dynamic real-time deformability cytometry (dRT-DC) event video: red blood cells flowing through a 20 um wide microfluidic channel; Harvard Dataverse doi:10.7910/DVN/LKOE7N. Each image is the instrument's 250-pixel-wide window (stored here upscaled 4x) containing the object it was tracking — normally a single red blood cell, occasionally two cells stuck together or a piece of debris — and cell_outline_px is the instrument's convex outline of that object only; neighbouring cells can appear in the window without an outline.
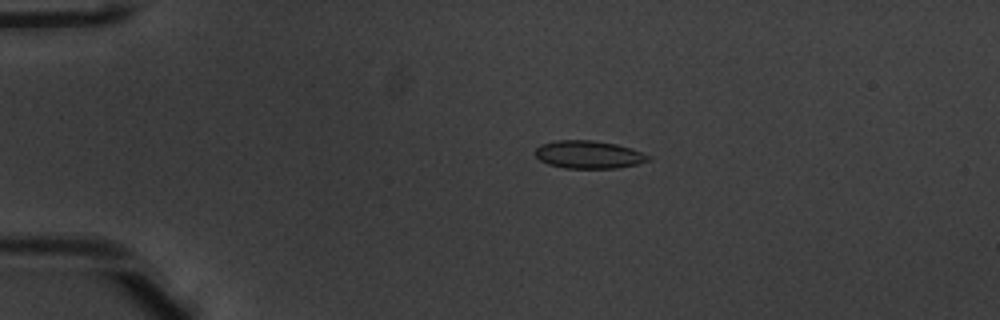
{"species": "common noctule bat (a hibernating species)", "species_latin": "Nyctalus noctula", "temperature_condition": "warm", "stored_images_in_passage": 52, "camera_frame_rate_fps": 3000, "um_per_image_px": 0.085, "animal": {"sex": "male", "body_mass_g": 20.1, "forearm_length_mm": 53.5}, "frame": {"image": 1, "passage_image": 11, "time_ms": 3.333, "image_size_px": [1000, 320], "cell_outline_px": [[652, 160], [636, 164], [616, 168], [564, 168], [548, 164], [540, 160], [536, 156], [536, 148], [540, 144], [556, 140], [596, 140], [616, 144], [632, 148], [652, 156]], "centroid_in_image_um": [50.07, 13.13], "position_along_channel_um": 34.9, "area_um2": 18.5}}
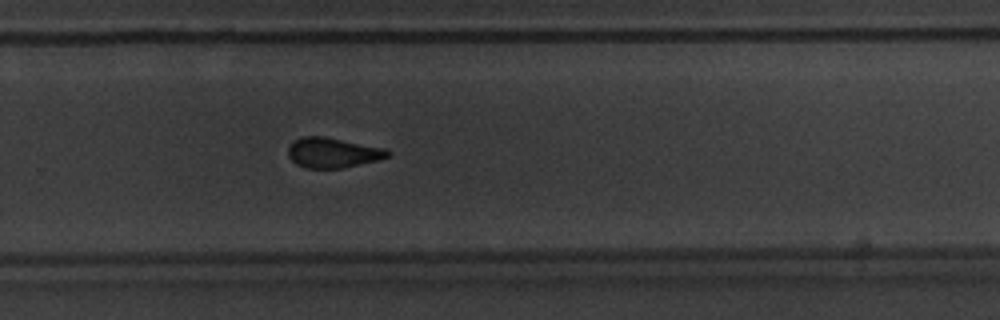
{"frame": {"image": 2, "passage_image": 35, "time_ms": 11.333, "image_size_px": [1000, 320], "cell_outline_px": [[392, 152], [388, 156], [376, 160], [340, 168], [304, 168], [296, 164], [288, 156], [288, 148], [296, 140], [304, 136], [324, 136], [388, 148]], "centroid_in_image_um": [28.31, 12.97], "position_along_channel_um": 301.5, "area_um2": 17.4}}
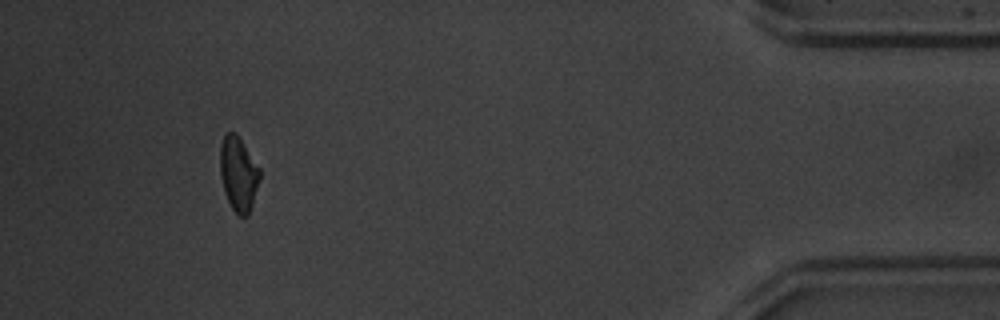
{"frame": {"image": 3, "passage_image": 48, "time_ms": 15.667, "image_size_px": [1000, 320], "cell_outline_px": [[260, 176], [252, 204], [248, 216], [240, 216], [232, 208], [224, 192], [220, 176], [220, 144], [224, 136], [228, 132], [236, 132], [260, 168]], "centroid_in_image_um": [20.25, 14.75], "position_along_channel_um": 414.9, "area_um2": 17.11}, "authors_computed_cell_mechanics": {"area_um2": 17.5423, "velocity_mm_per_s": 3.9423, "shape_relaxation_time_tau1_ms": 4.2217, "shape_relaxation_time_tau2_ms": 1.4506, "deformation_change_tau1": 0.1348, "deformation_change_tau2": 0.0755}}